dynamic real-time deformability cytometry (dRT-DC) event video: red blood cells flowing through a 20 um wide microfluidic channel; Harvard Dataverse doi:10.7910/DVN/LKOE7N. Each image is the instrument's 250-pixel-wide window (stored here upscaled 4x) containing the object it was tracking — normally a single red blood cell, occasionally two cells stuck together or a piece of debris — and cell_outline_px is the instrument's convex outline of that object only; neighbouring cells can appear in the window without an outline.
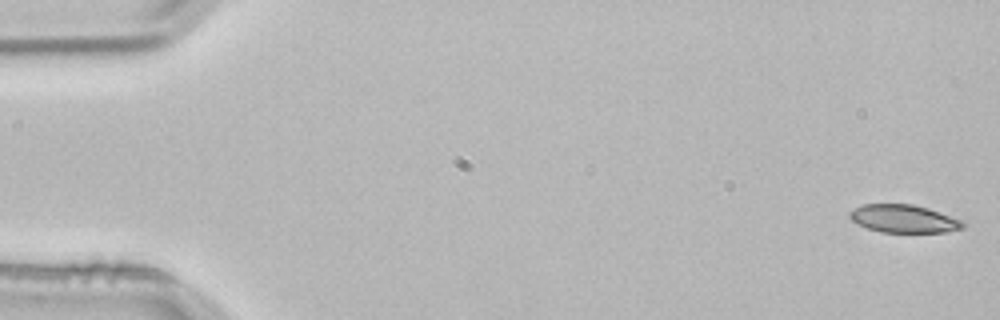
{"species": "common noctule bat (a hibernating species)", "species_latin": "Nyctalus noctula", "temperature_condition": "room temperature", "stored_images_in_passage": 3, "camera_frame_rate_fps": 3000, "um_per_image_px": 0.085, "animal": {"sex": "male", "body_mass_g": 21.5, "forearm_length_mm": 52.0}, "frame": {"image": 1, "passage_image": 1, "time_ms": 0.0, "image_size_px": [1000, 320], "cell_outline_px": [[964, 228], [948, 232], [880, 232], [856, 224], [848, 216], [848, 212], [864, 204], [912, 204], [928, 208], [960, 220], [964, 224]], "centroid_in_image_um": [76.78, 18.59], "position_along_channel_um": 8.2, "area_um2": 18.32}}
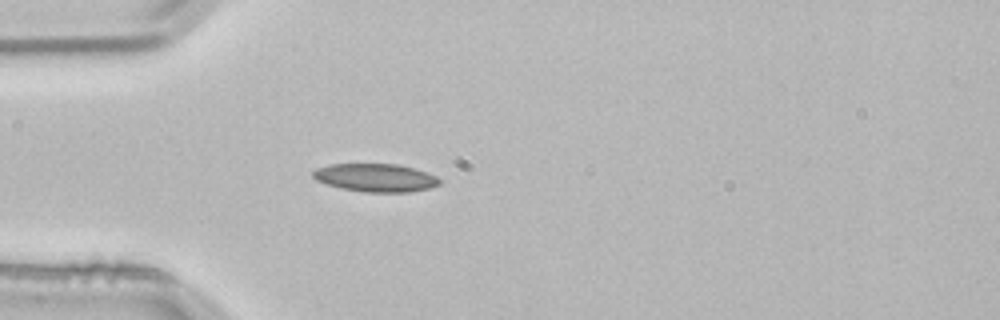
{"frame": {"image": 2, "passage_image": 3, "time_ms": 0.667, "image_size_px": [1000, 320], "cell_outline_px": [[440, 184], [428, 188], [408, 192], [364, 192], [340, 188], [316, 180], [312, 176], [312, 172], [316, 168], [328, 164], [396, 164], [412, 168], [436, 176], [440, 180]], "centroid_in_image_um": [31.88, 15.1], "position_along_channel_um": 53.1, "area_um2": 20.58}}